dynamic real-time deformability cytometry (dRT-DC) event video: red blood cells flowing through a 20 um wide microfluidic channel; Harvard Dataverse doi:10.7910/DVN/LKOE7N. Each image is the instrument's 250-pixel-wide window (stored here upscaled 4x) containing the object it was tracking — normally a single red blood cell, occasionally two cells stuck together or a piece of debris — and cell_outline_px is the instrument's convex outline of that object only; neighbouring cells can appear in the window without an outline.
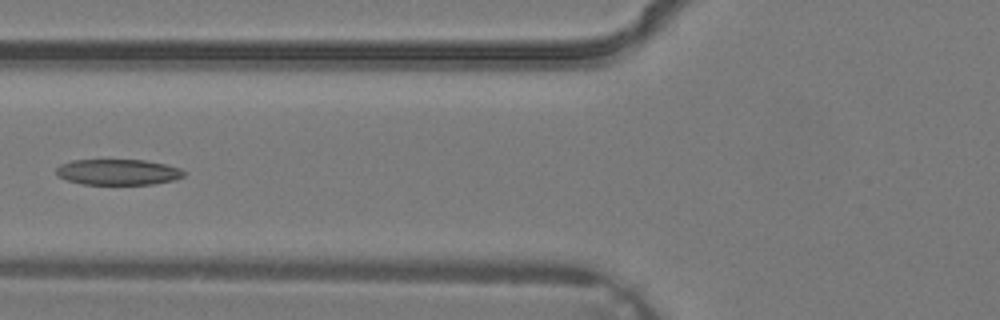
{"species": "common noctule bat (a hibernating species)", "species_latin": "Nyctalus noctula", "temperature_condition": "warm", "stored_images_in_passage": 4, "camera_frame_rate_fps": 3000, "um_per_image_px": 0.085, "animal": {"sex": "male", "body_mass_g": 19.2, "forearm_length_mm": 51.8}, "frame": {"image": 1, "passage_image": 4, "time_ms": 1.0, "image_size_px": [1000, 320], "cell_outline_px": [[184, 176], [176, 180], [152, 184], [84, 184], [68, 180], [60, 176], [56, 172], [56, 168], [60, 164], [72, 160], [144, 160], [164, 164], [180, 168], [184, 172]], "centroid_in_image_um": [10.05, 14.62], "position_along_channel_um": 115.8, "area_um2": 19.02}}